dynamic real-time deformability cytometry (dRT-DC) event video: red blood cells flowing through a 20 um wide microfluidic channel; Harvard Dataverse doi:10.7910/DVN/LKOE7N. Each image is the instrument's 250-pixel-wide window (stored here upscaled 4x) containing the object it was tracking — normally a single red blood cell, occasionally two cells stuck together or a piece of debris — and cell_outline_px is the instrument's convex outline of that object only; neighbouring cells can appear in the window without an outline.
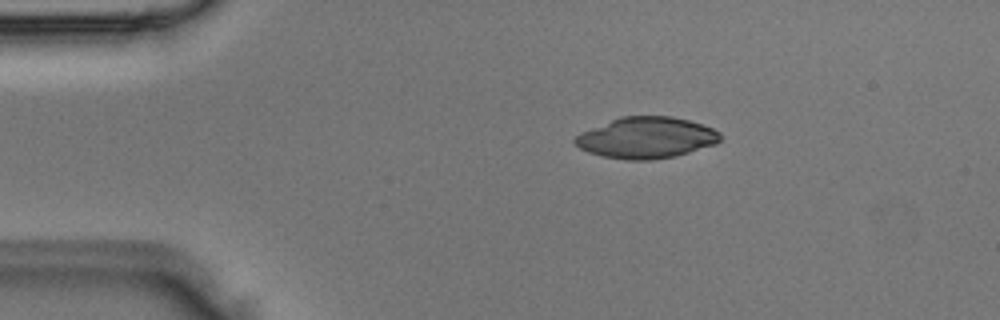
{"species": "Egyptian fruit bat (a non-hibernating species)", "species_latin": "Rousettus aegyptiacus", "temperature_condition": "room temperature", "stored_images_in_passage": 2, "camera_frame_rate_fps": 3000, "um_per_image_px": 0.085, "animal": {"sex": "male"}, "frame": {"image": 1, "passage_image": 1, "time_ms": 0.0, "image_size_px": [1000, 320], "cell_outline_px": [[720, 140], [716, 144], [676, 156], [652, 160], [628, 160], [604, 156], [588, 152], [580, 148], [572, 140], [580, 132], [620, 116], [672, 116], [704, 124], [720, 132]], "centroid_in_image_um": [54.94, 11.7], "position_along_channel_um": 30.1, "area_um2": 34.97}}